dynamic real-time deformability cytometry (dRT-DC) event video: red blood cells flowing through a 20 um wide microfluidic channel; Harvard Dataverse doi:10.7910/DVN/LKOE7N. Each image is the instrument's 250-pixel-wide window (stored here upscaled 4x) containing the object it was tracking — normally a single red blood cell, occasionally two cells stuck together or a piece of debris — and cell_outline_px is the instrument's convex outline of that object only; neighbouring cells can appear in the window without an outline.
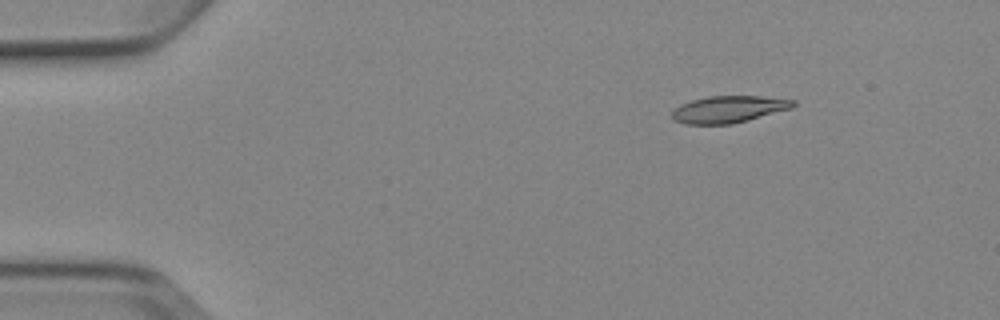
{"species": "Egyptian fruit bat (a non-hibernating species)", "species_latin": "Rousettus aegyptiacus", "temperature_condition": "cold", "stored_images_in_passage": 6, "camera_frame_rate_fps": 3000, "um_per_image_px": 0.085, "animal": {"sex": "female"}, "frame": {"image": 1, "passage_image": 3, "time_ms": 2.333, "image_size_px": [1000, 320], "cell_outline_px": [[796, 104], [792, 108], [748, 120], [732, 124], [684, 124], [672, 120], [672, 112], [680, 104], [692, 100], [708, 96], [760, 96], [796, 100]], "centroid_in_image_um": [61.93, 9.29], "position_along_channel_um": 23.1, "area_um2": 19.02}}
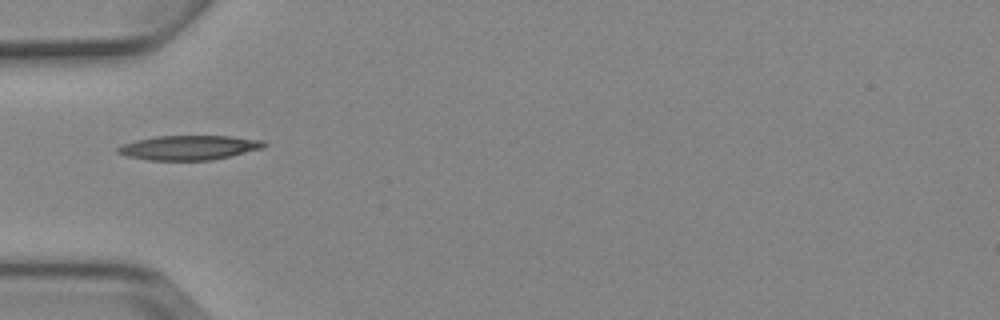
{"frame": {"image": 2, "passage_image": 6, "time_ms": 5.667, "image_size_px": [1000, 320], "cell_outline_px": [[268, 144], [264, 148], [212, 160], [148, 160], [128, 156], [116, 152], [116, 148], [120, 144], [136, 140], [156, 136], [232, 136], [264, 140]], "centroid_in_image_um": [16.08, 12.54], "position_along_channel_um": 68.9, "area_um2": 20.98}}